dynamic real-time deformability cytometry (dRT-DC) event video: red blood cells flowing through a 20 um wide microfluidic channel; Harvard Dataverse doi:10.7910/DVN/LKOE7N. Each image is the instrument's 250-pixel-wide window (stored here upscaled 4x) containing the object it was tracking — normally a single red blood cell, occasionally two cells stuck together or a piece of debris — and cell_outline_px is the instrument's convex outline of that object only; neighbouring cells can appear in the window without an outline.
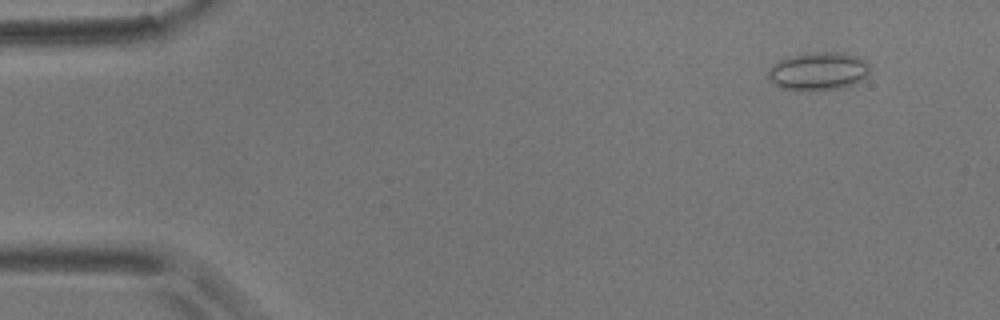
{"species": "common noctule bat (a hibernating species)", "species_latin": "Nyctalus noctula", "temperature_condition": "room temperature", "stored_images_in_passage": 2, "camera_frame_rate_fps": 3000, "um_per_image_px": 0.085, "animal": {"sex": "male", "body_mass_g": 17.9}, "frame": {"image": 1, "passage_image": 1, "time_ms": 0.0, "image_size_px": [1000, 320], "cell_outline_px": [[868, 72], [860, 80], [852, 84], [840, 88], [808, 92], [800, 92], [780, 88], [768, 76], [768, 68], [772, 64], [784, 56], [812, 52], [844, 52], [856, 56], [864, 60], [868, 64]], "centroid_in_image_um": [69.48, 6.05], "position_along_channel_um": 15.5, "area_um2": 22.95}}